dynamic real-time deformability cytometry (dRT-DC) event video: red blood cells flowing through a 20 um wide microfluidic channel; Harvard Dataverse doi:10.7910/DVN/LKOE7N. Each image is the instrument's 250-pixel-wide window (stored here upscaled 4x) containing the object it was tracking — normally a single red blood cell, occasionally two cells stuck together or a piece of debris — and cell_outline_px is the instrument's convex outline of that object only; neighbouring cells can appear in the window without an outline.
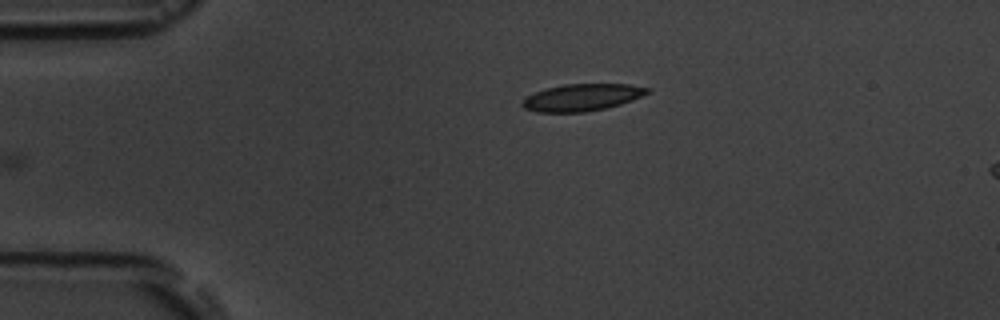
{"species": "common noctule bat (a hibernating species)", "species_latin": "Nyctalus noctula", "temperature_condition": "room temperature", "stored_images_in_passage": 4, "camera_frame_rate_fps": 3000, "um_per_image_px": 0.085, "animal": {"sex": "male", "body_mass_g": 19.5, "forearm_length_mm": 54.6}, "frame": {"image": 1, "passage_image": 4, "time_ms": 4.333, "image_size_px": [1000, 320], "cell_outline_px": [[652, 92], [632, 100], [620, 104], [604, 108], [584, 112], [536, 112], [524, 108], [520, 104], [528, 96], [536, 92], [548, 88], [564, 84], [628, 84], [652, 88]], "centroid_in_image_um": [49.52, 8.27], "position_along_channel_um": 35.5, "area_um2": 19.59}}